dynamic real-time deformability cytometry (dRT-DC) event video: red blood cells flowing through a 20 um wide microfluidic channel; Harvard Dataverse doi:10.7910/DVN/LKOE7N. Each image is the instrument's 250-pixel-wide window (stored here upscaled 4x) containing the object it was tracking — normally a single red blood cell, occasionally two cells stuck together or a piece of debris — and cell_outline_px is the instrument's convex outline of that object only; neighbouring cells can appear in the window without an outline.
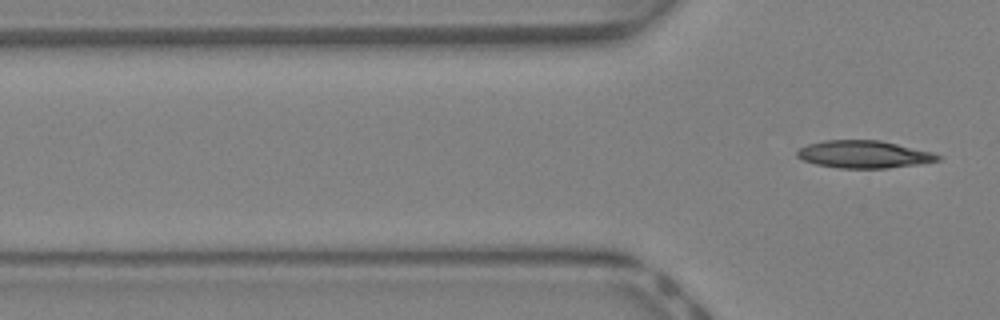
{"species": "Egyptian fruit bat (a non-hibernating species)", "species_latin": "Rousettus aegyptiacus", "temperature_condition": "warm", "stored_images_in_passage": 2, "camera_frame_rate_fps": 3000, "um_per_image_px": 0.085, "animal": {"sex": "female"}, "frame": {"image": 1, "passage_image": 2, "time_ms": 0.333, "image_size_px": [1000, 320], "cell_outline_px": [[940, 160], [916, 164], [888, 168], [840, 168], [816, 164], [804, 160], [796, 156], [796, 152], [800, 148], [808, 144], [824, 140], [880, 140], [932, 152], [940, 156]], "centroid_in_image_um": [73.4, 13.11], "position_along_channel_um": 52.4, "area_um2": 22.31}}